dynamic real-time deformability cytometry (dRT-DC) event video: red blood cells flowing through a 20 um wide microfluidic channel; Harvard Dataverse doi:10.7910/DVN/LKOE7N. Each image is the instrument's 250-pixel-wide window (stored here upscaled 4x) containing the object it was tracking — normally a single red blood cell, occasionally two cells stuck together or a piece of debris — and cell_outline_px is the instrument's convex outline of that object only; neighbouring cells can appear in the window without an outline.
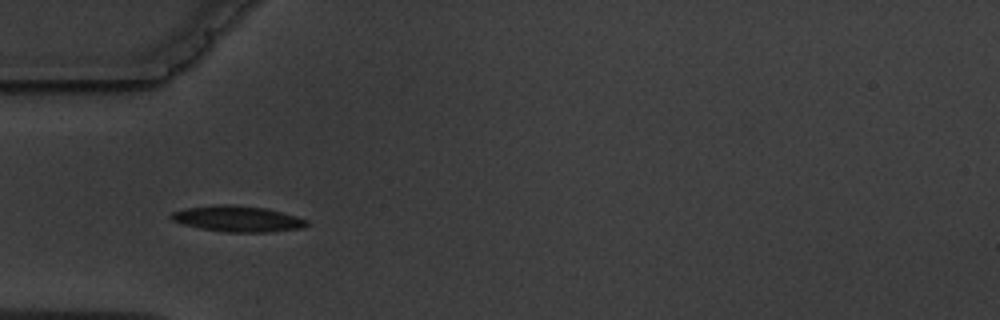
{"species": "common noctule bat (a hibernating species)", "species_latin": "Nyctalus noctula", "temperature_condition": "warm", "stored_images_in_passage": 9, "camera_frame_rate_fps": 3000, "um_per_image_px": 0.085, "animal": {"sex": "male", "body_mass_g": 19.5, "forearm_length_mm": 54.6}, "frame": {"image": 1, "passage_image": 6, "time_ms": 5.667, "image_size_px": [1000, 320], "cell_outline_px": [[312, 224], [304, 228], [272, 232], [224, 232], [200, 228], [184, 224], [172, 220], [168, 216], [172, 212], [188, 208], [212, 204], [228, 204], [268, 208], [296, 216], [308, 220]], "centroid_in_image_um": [20.25, 18.6], "position_along_channel_um": 64.7, "area_um2": 20.75}}
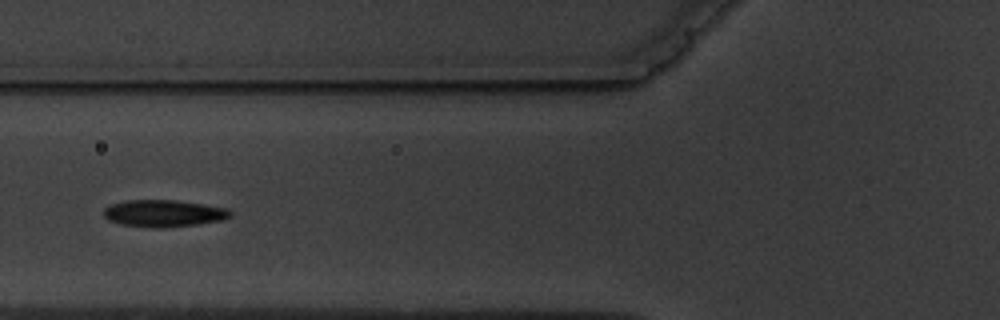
{"frame": {"image": 2, "passage_image": 7, "time_ms": 7.0, "image_size_px": [1000, 320], "cell_outline_px": [[232, 216], [220, 220], [196, 224], [168, 228], [152, 228], [120, 224], [108, 220], [104, 216], [104, 208], [112, 204], [128, 200], [176, 200], [204, 204], [228, 208], [232, 212]], "centroid_in_image_um": [13.92, 18.14], "position_along_channel_um": 111.9, "area_um2": 20.0}}
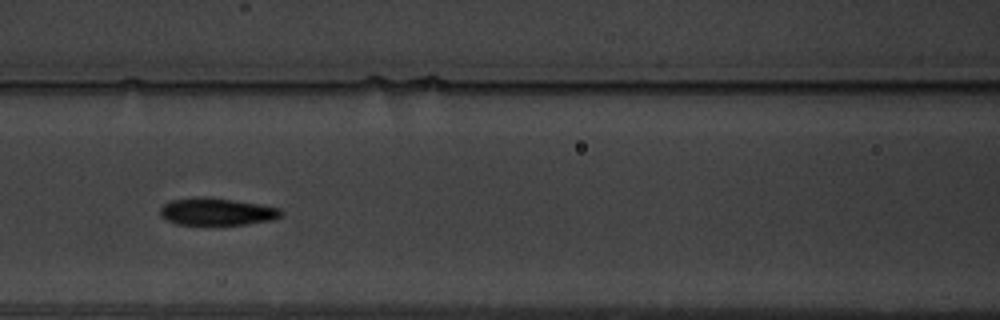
{"frame": {"image": 3, "passage_image": 8, "time_ms": 8.0, "image_size_px": [1000, 320], "cell_outline_px": [[284, 212], [280, 216], [272, 220], [248, 224], [176, 224], [160, 216], [160, 208], [164, 204], [172, 200], [200, 196], [208, 196], [260, 204], [280, 208]], "centroid_in_image_um": [18.44, 17.97], "position_along_channel_um": 148.2, "area_um2": 19.25}}